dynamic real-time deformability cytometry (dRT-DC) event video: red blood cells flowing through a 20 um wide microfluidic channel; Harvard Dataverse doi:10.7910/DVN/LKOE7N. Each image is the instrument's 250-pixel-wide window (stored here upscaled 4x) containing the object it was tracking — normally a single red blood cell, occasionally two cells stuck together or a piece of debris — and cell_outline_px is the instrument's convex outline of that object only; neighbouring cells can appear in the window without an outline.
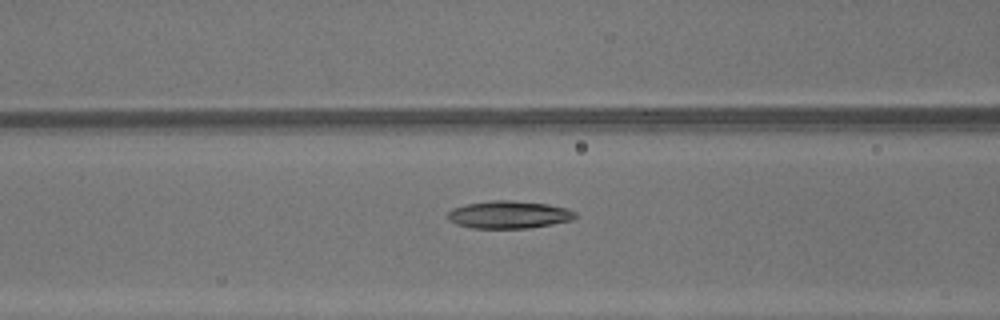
{"species": "common noctule bat (a hibernating species)", "species_latin": "Nyctalus noctula", "temperature_condition": "warm", "stored_images_in_passage": 47, "camera_frame_rate_fps": 3000, "um_per_image_px": 0.085, "animal": {"sex": "male", "body_mass_g": 13.3}, "frame": {"image": 1, "passage_image": 20, "time_ms": 6.333, "image_size_px": [1000, 320], "cell_outline_px": [[576, 216], [572, 220], [552, 224], [528, 228], [472, 228], [456, 224], [448, 220], [448, 212], [452, 208], [464, 204], [492, 200], [512, 200], [548, 204], [568, 208], [576, 212]], "centroid_in_image_um": [43.24, 18.24], "position_along_channel_um": 123.4, "area_um2": 20.63}}
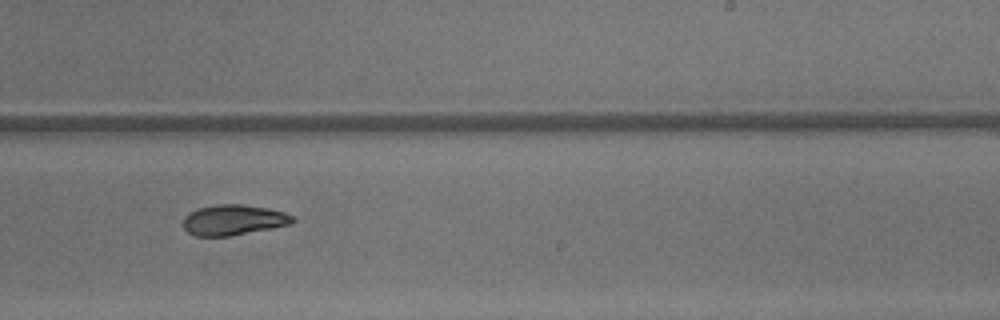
{"frame": {"image": 2, "passage_image": 30, "time_ms": 9.667, "image_size_px": [1000, 320], "cell_outline_px": [[296, 220], [292, 224], [272, 228], [228, 236], [196, 236], [188, 232], [184, 228], [184, 216], [200, 208], [216, 204], [244, 204], [268, 208], [284, 212], [292, 216]], "centroid_in_image_um": [19.88, 18.69], "position_along_channel_um": 269.1, "area_um2": 19.31}}
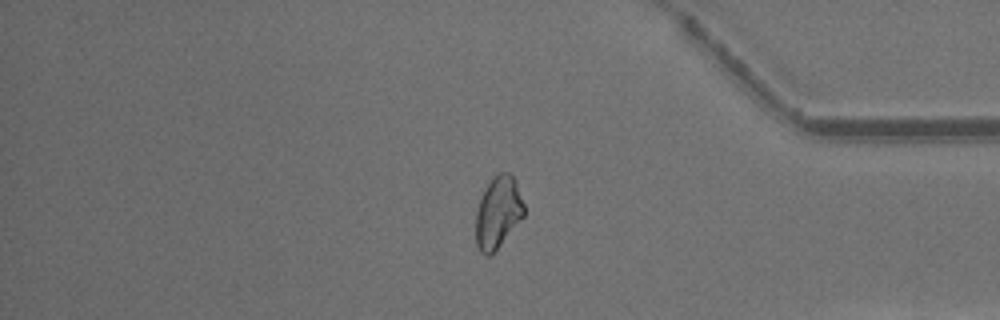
{"frame": {"image": 3, "passage_image": 40, "time_ms": 13.0, "image_size_px": [1000, 320], "cell_outline_px": [[524, 216], [500, 244], [488, 256], [484, 256], [480, 252], [476, 244], [476, 212], [480, 200], [488, 184], [500, 172], [508, 172], [516, 180], [524, 204]], "centroid_in_image_um": [42.34, 18.06], "position_along_channel_um": 392.9, "area_um2": 19.77}, "authors_computed_cell_mechanics": {"area_um2": 20.9814, "velocity_mm_per_s": 4.3809, "shape_relaxation_time_tau1_ms": null, "shape_relaxation_time_tau2_ms": 6.3095, "deformation_change_tau1": null, "deformation_change_tau2": 0.1352}}